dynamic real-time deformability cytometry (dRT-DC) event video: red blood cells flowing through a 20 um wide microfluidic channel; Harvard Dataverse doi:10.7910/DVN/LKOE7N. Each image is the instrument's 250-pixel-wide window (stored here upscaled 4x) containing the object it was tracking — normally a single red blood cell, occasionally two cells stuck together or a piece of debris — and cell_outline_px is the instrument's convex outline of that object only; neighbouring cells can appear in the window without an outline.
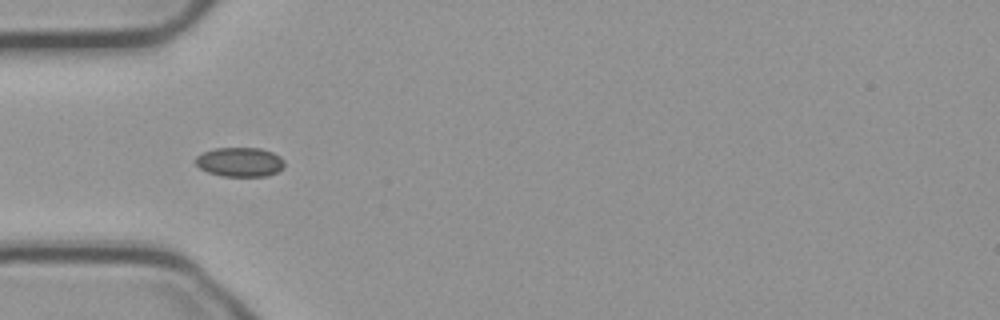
{"species": "common noctule bat (a hibernating species)", "species_latin": "Nyctalus noctula", "temperature_condition": "cold", "stored_images_in_passage": 42, "camera_frame_rate_fps": 3000, "um_per_image_px": 0.085, "animal": {"sex": "male", "body_mass_g": 23.1, "forearm_length_mm": 52.7}, "frame": {"image": 1, "passage_image": 4, "time_ms": 1.0, "image_size_px": [1000, 320], "cell_outline_px": [[284, 168], [268, 176], [220, 176], [208, 172], [200, 168], [196, 164], [196, 156], [204, 152], [216, 148], [260, 148], [272, 152], [280, 156], [284, 160]], "centroid_in_image_um": [20.41, 13.77], "position_along_channel_um": 64.6, "area_um2": 15.2}}
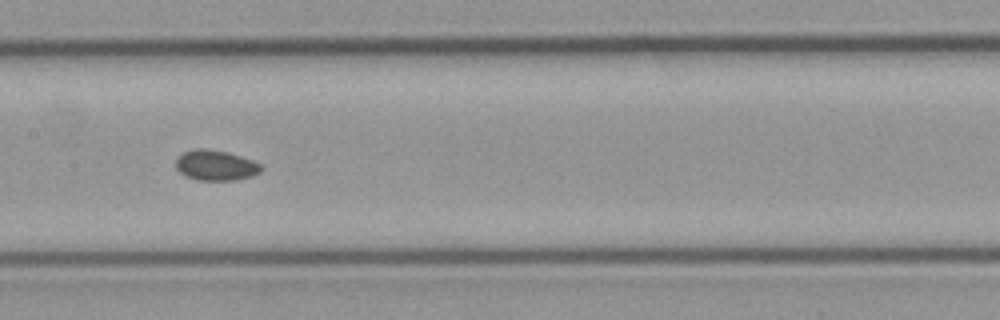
{"frame": {"image": 2, "passage_image": 14, "time_ms": 4.333, "image_size_px": [1000, 320], "cell_outline_px": [[264, 168], [260, 172], [252, 176], [236, 180], [196, 180], [184, 176], [176, 168], [176, 160], [184, 152], [196, 148], [204, 148], [228, 152], [252, 160], [260, 164]], "centroid_in_image_um": [18.34, 14.06], "position_along_channel_um": 189.1, "area_um2": 15.14}}
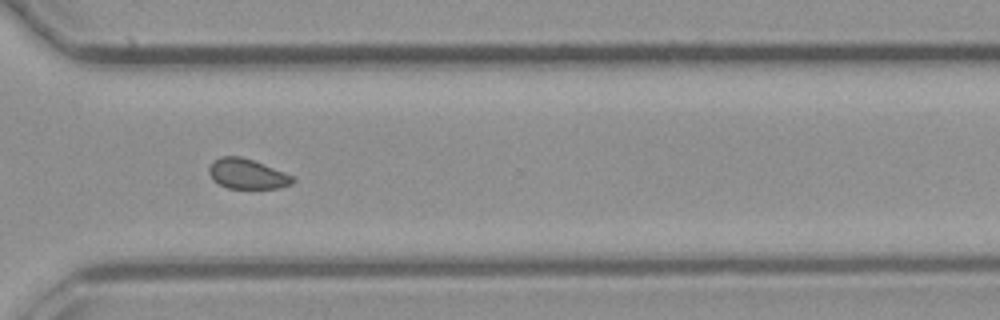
{"frame": {"image": 3, "passage_image": 27, "time_ms": 8.667, "image_size_px": [1000, 320], "cell_outline_px": [[296, 180], [292, 184], [280, 188], [228, 188], [212, 180], [208, 172], [208, 168], [220, 156], [240, 156], [252, 160], [284, 172], [292, 176]], "centroid_in_image_um": [21.01, 14.79], "position_along_channel_um": 349.6, "area_um2": 14.51}}